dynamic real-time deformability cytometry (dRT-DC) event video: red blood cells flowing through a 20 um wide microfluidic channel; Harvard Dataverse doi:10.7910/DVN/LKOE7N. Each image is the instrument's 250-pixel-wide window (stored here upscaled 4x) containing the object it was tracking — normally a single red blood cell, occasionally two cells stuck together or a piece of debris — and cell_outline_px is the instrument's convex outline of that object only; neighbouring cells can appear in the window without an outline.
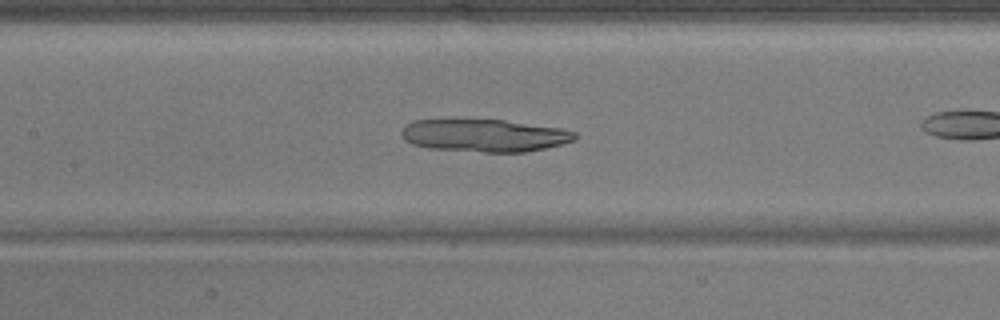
{"species": "common noctule bat (a hibernating species)", "species_latin": "Nyctalus noctula", "temperature_condition": "warm", "stored_images_in_passage": 23, "camera_frame_rate_fps": 3000, "um_per_image_px": 0.085, "animal": {"sex": "male", "body_mass_g": 17.9}, "frame": {"image": 1, "passage_image": 7, "time_ms": 2.0, "image_size_px": [1000, 320], "cell_outline_px": [[576, 136], [572, 140], [560, 144], [544, 148], [524, 152], [484, 152], [428, 148], [412, 144], [404, 140], [400, 136], [400, 132], [412, 120], [504, 120], [560, 128], [576, 132]], "centroid_in_image_um": [41.13, 11.52], "position_along_channel_um": 166.3, "area_um2": 32.66}}